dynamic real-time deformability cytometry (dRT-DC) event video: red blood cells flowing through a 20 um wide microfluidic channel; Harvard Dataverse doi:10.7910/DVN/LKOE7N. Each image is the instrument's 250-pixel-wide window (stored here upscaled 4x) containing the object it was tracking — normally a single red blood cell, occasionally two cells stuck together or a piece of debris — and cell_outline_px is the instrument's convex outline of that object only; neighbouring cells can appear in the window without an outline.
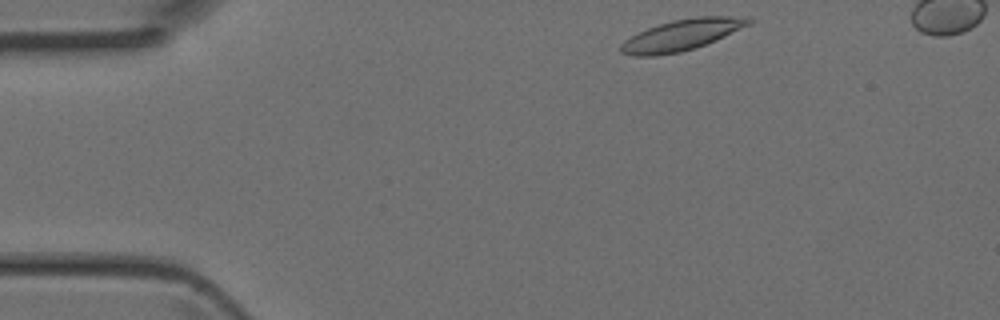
{"species": "Egyptian fruit bat (a non-hibernating species)", "species_latin": "Rousettus aegyptiacus", "temperature_condition": "room temperature", "stored_images_in_passage": 3, "camera_frame_rate_fps": 3000, "um_per_image_px": 0.085, "animal": {"sex": "female"}, "frame": {"image": 1, "passage_image": 1, "time_ms": 0.0, "image_size_px": [1000, 320], "cell_outline_px": [[752, 24], [716, 40], [696, 48], [680, 52], [656, 56], [632, 56], [620, 52], [620, 44], [624, 40], [648, 28], [660, 24], [676, 20], [696, 16], [748, 16], [752, 20]], "centroid_in_image_um": [57.99, 2.98], "position_along_channel_um": 27.0, "area_um2": 23.18}}